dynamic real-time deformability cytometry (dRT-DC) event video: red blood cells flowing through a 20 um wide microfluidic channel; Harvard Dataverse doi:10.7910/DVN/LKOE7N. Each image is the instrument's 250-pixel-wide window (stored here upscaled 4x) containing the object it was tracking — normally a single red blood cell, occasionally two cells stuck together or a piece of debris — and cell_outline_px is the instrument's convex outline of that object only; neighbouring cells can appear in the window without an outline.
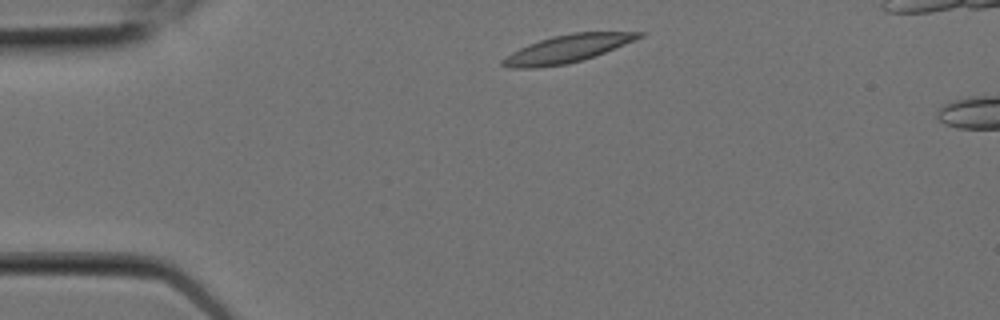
{"species": "Egyptian fruit bat (a non-hibernating species)", "species_latin": "Rousettus aegyptiacus", "temperature_condition": "room temperature", "stored_images_in_passage": 2, "camera_frame_rate_fps": 3000, "um_per_image_px": 0.085, "animal": {"sex": "female"}, "frame": {"image": 1, "passage_image": 1, "time_ms": 0.0, "image_size_px": [1000, 320], "cell_outline_px": [[648, 32], [644, 36], [636, 40], [596, 56], [584, 60], [568, 64], [532, 68], [512, 68], [500, 64], [500, 60], [512, 52], [528, 44], [552, 36], [576, 32]], "centroid_in_image_um": [48.25, 4.15], "position_along_channel_um": 36.7, "area_um2": 22.08}}